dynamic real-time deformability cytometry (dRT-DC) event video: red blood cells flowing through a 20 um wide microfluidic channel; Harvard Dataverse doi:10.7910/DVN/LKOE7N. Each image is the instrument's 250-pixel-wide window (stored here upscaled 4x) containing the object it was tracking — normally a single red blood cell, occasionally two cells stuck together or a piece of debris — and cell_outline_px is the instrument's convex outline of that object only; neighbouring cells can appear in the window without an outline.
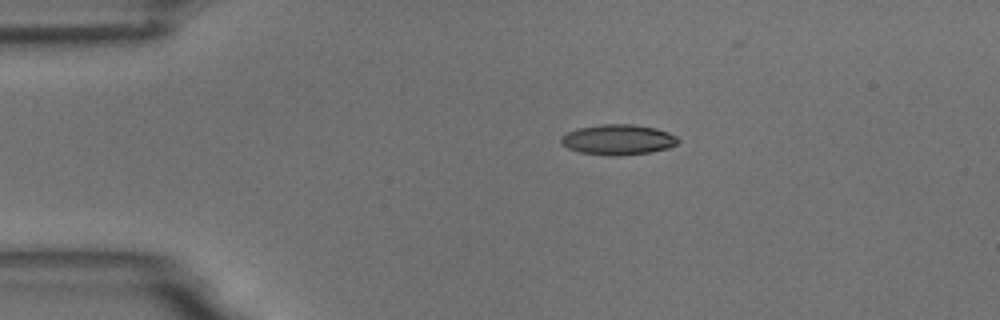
{"species": "common noctule bat (a hibernating species)", "species_latin": "Nyctalus noctula", "temperature_condition": "room temperature", "stored_images_in_passage": 45, "camera_frame_rate_fps": 3000, "um_per_image_px": 0.085, "animal": {"sex": "male", "body_mass_g": 18.8}, "frame": {"image": 1, "passage_image": 1, "time_ms": 0.0, "image_size_px": [1000, 320], "cell_outline_px": [[680, 140], [676, 144], [668, 148], [648, 152], [616, 156], [612, 156], [580, 152], [568, 148], [560, 144], [560, 136], [576, 128], [600, 124], [632, 124], [656, 128], [668, 132], [676, 136]], "centroid_in_image_um": [52.5, 11.86], "position_along_channel_um": 32.5, "area_um2": 20.75}}
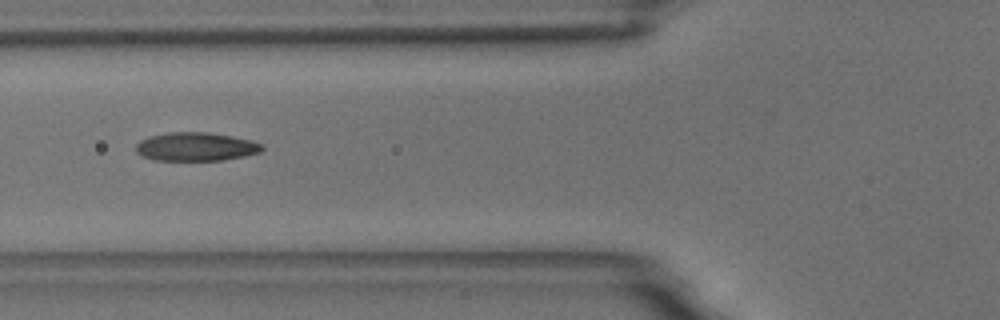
{"frame": {"image": 2, "passage_image": 11, "time_ms": 3.333, "image_size_px": [1000, 320], "cell_outline_px": [[264, 148], [260, 152], [244, 156], [220, 160], [152, 160], [140, 156], [136, 152], [136, 144], [140, 140], [148, 136], [168, 132], [208, 132], [232, 136], [252, 140], [264, 144]], "centroid_in_image_um": [16.63, 12.46], "position_along_channel_um": 109.2, "area_um2": 21.21}}
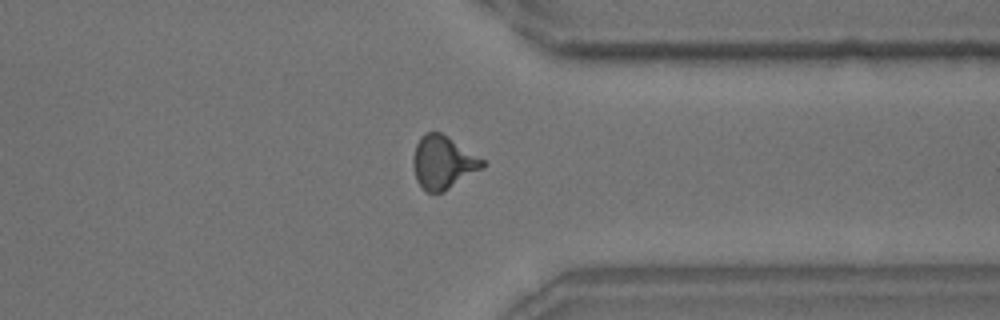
{"frame": {"image": 3, "passage_image": 33, "time_ms": 10.667, "image_size_px": [1000, 320], "cell_outline_px": [[484, 168], [444, 192], [428, 192], [416, 180], [412, 164], [412, 160], [416, 144], [420, 136], [424, 132], [440, 132], [448, 136], [484, 160]], "centroid_in_image_um": [37.65, 13.8], "position_along_channel_um": 373.8, "area_um2": 21.5}, "authors_computed_cell_mechanics": {"area_um2": 20.7502, "velocity_mm_per_s": 3.6473, "shape_relaxation_time_tau1_ms": 5.0284, "shape_relaxation_time_tau2_ms": 1.6746, "deformation_change_tau1": 0.1546, "deformation_change_tau2": 0.0839}}